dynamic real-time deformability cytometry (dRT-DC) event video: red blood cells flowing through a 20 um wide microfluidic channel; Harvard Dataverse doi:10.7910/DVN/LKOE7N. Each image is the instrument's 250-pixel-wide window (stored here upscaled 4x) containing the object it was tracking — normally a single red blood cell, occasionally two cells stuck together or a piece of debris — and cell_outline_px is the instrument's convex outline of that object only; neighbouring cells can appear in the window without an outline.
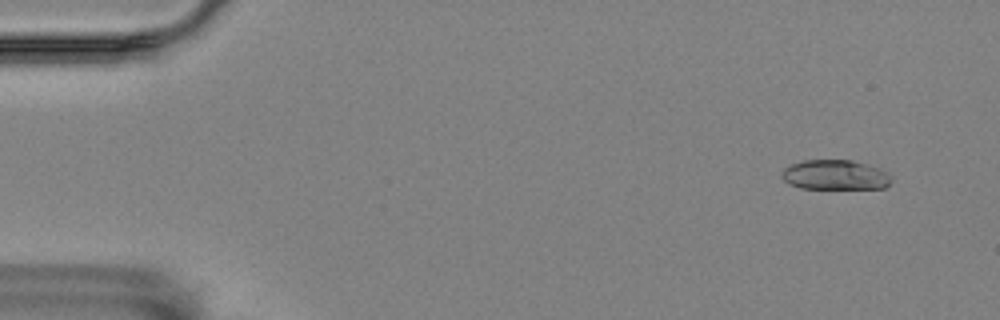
{"species": "Egyptian fruit bat (a non-hibernating species)", "species_latin": "Rousettus aegyptiacus", "temperature_condition": "room temperature", "stored_images_in_passage": 56, "camera_frame_rate_fps": 3000, "um_per_image_px": 0.085, "animal": {"sex": "female"}, "frame": {"image": 1, "passage_image": 4, "time_ms": 1.0, "image_size_px": [1000, 320], "cell_outline_px": [[892, 180], [884, 188], [800, 188], [788, 184], [784, 180], [784, 168], [792, 164], [804, 160], [852, 160], [868, 164], [880, 168], [888, 172], [892, 176]], "centroid_in_image_um": [71.04, 14.86], "position_along_channel_um": 14.0, "area_um2": 19.02}}
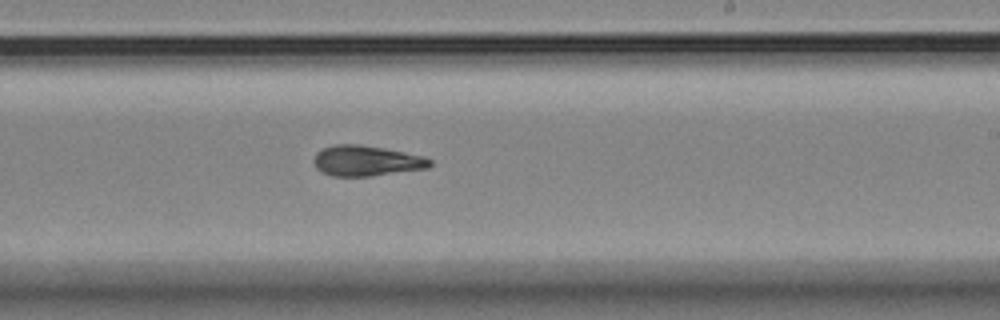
{"frame": {"image": 2, "passage_image": 34, "time_ms": 11.0, "image_size_px": [1000, 320], "cell_outline_px": [[432, 164], [428, 168], [368, 176], [332, 176], [320, 172], [316, 168], [312, 160], [316, 152], [332, 144], [360, 144], [384, 148], [424, 156], [432, 160]], "centroid_in_image_um": [31.1, 13.66], "position_along_channel_um": 257.9, "area_um2": 20.75}}
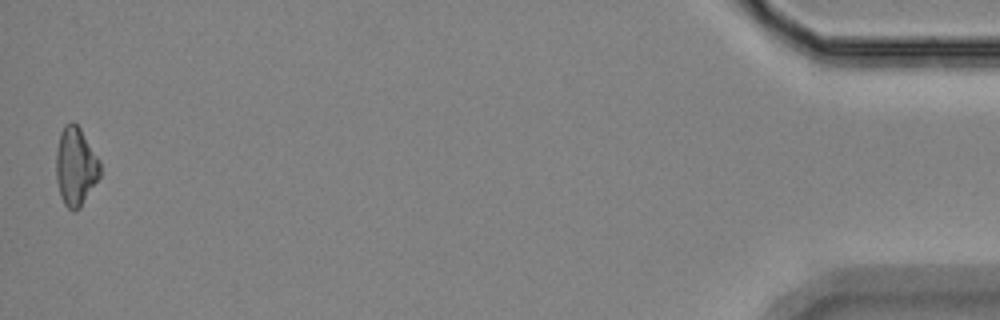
{"frame": {"image": 3, "passage_image": 56, "time_ms": 18.333, "image_size_px": [1000, 320], "cell_outline_px": [[100, 176], [80, 208], [72, 212], [64, 204], [60, 196], [56, 176], [56, 152], [60, 132], [64, 124], [72, 120], [80, 128], [100, 160]], "centroid_in_image_um": [6.42, 14.14], "position_along_channel_um": 428.8, "area_um2": 20.23}, "authors_computed_cell_mechanics": {"area_um2": 20.1722, "velocity_mm_per_s": 3.5308, "shape_relaxation_time_tau1_ms": 8.9127, "shape_relaxation_time_tau2_ms": 3.595, "deformation_change_tau1": 0.2061, "deformation_change_tau2": 0.1087}}